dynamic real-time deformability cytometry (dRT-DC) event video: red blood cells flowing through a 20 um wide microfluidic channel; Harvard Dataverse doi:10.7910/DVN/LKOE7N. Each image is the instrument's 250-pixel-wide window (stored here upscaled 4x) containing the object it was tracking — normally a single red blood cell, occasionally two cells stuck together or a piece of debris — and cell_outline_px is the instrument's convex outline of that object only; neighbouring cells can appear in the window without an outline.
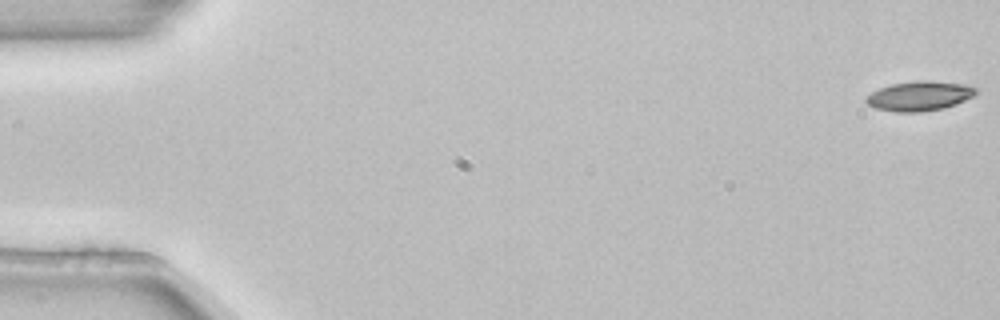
{"species": "common noctule bat (a hibernating species)", "species_latin": "Nyctalus noctula", "temperature_condition": "room temperature", "stored_images_in_passage": 4, "camera_frame_rate_fps": 3000, "um_per_image_px": 0.085, "animal": {"sex": "female", "body_mass_g": 22.7, "forearm_length_mm": 54.2}, "frame": {"image": 1, "passage_image": 1, "time_ms": 0.0, "image_size_px": [1000, 320], "cell_outline_px": [[976, 92], [972, 96], [956, 104], [944, 108], [920, 112], [896, 112], [876, 108], [868, 104], [864, 100], [864, 96], [880, 88], [892, 84], [916, 80], [924, 80], [964, 84], [976, 88]], "centroid_in_image_um": [78.11, 8.16], "position_along_channel_um": 6.9, "area_um2": 18.84}}
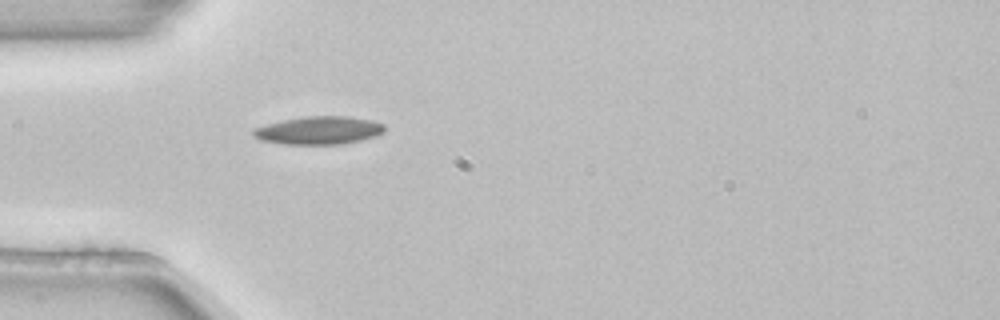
{"frame": {"image": 2, "passage_image": 4, "time_ms": 1.0, "image_size_px": [1000, 320], "cell_outline_px": [[384, 132], [376, 136], [360, 140], [340, 144], [284, 144], [260, 140], [252, 136], [252, 128], [284, 120], [308, 116], [348, 116], [372, 120], [384, 124]], "centroid_in_image_um": [27.1, 11.08], "position_along_channel_um": 57.9, "area_um2": 21.39}}